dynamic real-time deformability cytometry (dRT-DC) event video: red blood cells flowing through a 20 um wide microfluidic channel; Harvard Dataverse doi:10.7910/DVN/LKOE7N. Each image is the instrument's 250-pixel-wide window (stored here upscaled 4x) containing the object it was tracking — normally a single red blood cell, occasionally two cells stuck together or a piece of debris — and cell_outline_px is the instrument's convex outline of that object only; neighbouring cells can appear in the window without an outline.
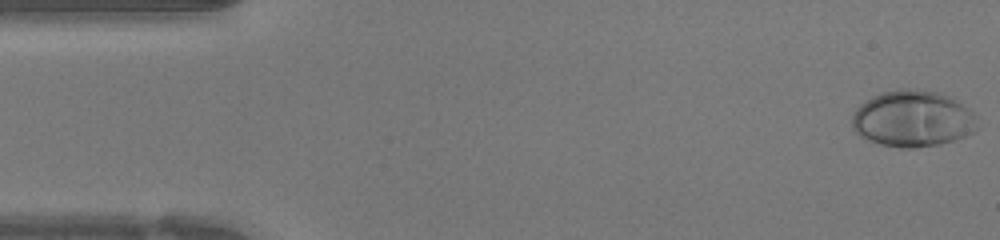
{"species": "human", "species_latin": "Homo sapiens", "temperature_condition": "warm", "stored_images_in_passage": 47, "camera_frame_rate_fps": 3000, "um_per_image_px": 0.085, "donor": {"sex": "female"}, "frame": {"image": 1, "passage_image": 1, "time_ms": 0.0, "image_size_px": [1000, 240], "cell_outline_px": [[980, 128], [964, 136], [940, 144], [916, 148], [900, 148], [880, 144], [868, 140], [860, 136], [852, 128], [852, 116], [856, 108], [860, 104], [872, 96], [884, 92], [900, 88], [916, 88], [940, 92], [956, 100], [968, 108], [976, 116]], "centroid_in_image_um": [77.59, 10.09], "position_along_channel_um": 7.4, "area_um2": 41.56}}
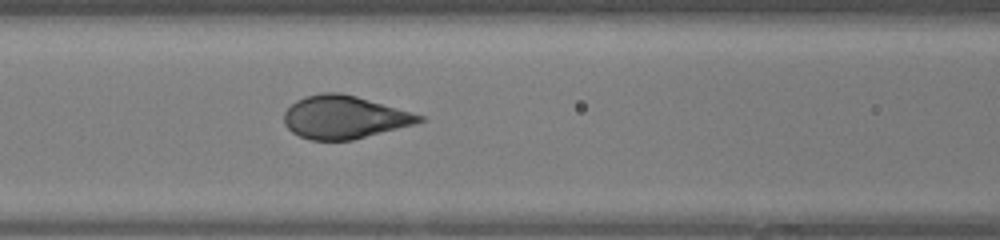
{"frame": {"image": 2, "passage_image": 19, "time_ms": 6.0, "image_size_px": [1000, 240], "cell_outline_px": [[428, 120], [416, 124], [352, 140], [312, 140], [300, 136], [292, 132], [284, 124], [284, 112], [296, 100], [304, 96], [324, 92], [336, 92], [356, 96], [412, 112], [424, 116]], "centroid_in_image_um": [29.28, 9.96], "position_along_channel_um": 137.3, "area_um2": 33.81}}
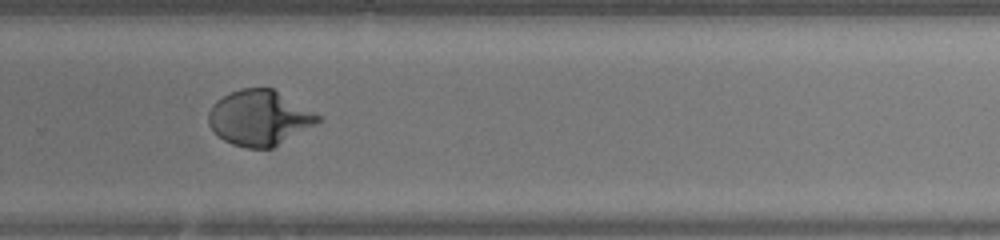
{"frame": {"image": 3, "passage_image": 31, "time_ms": 10.0, "image_size_px": [1000, 240], "cell_outline_px": [[320, 120], [316, 124], [272, 148], [248, 148], [232, 144], [224, 140], [208, 124], [208, 112], [212, 104], [216, 100], [228, 92], [240, 88], [272, 88], [320, 116]], "centroid_in_image_um": [22.0, 10.01], "position_along_channel_um": 307.8, "area_um2": 34.85}}